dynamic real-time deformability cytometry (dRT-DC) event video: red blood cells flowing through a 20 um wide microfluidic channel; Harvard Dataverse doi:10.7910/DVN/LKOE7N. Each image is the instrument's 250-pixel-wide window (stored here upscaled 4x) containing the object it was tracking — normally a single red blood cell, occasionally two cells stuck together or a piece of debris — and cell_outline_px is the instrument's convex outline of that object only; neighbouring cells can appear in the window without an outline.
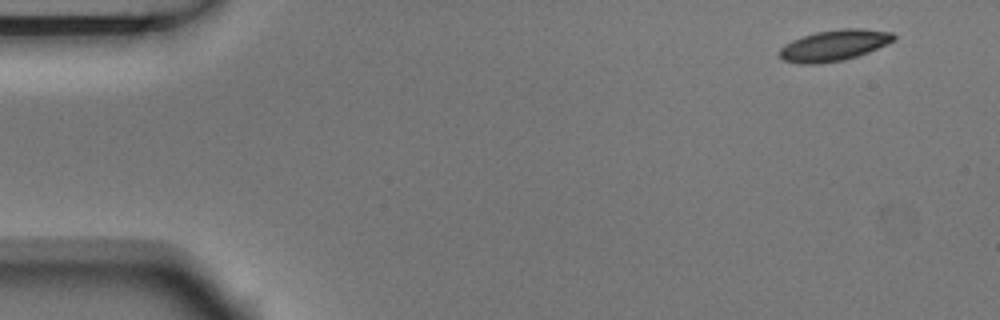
{"species": "Egyptian fruit bat (a non-hibernating species)", "species_latin": "Rousettus aegyptiacus", "temperature_condition": "room temperature", "stored_images_in_passage": 7, "camera_frame_rate_fps": 3000, "um_per_image_px": 0.085, "animal": {"sex": "male"}, "frame": {"image": 1, "passage_image": 1, "time_ms": 0.0, "image_size_px": [1000, 320], "cell_outline_px": [[896, 40], [868, 52], [844, 60], [816, 64], [800, 64], [784, 60], [780, 56], [780, 48], [784, 44], [792, 40], [816, 32], [840, 28], [860, 28], [892, 32], [896, 36]], "centroid_in_image_um": [70.91, 3.85], "position_along_channel_um": 14.1, "area_um2": 20.63}}
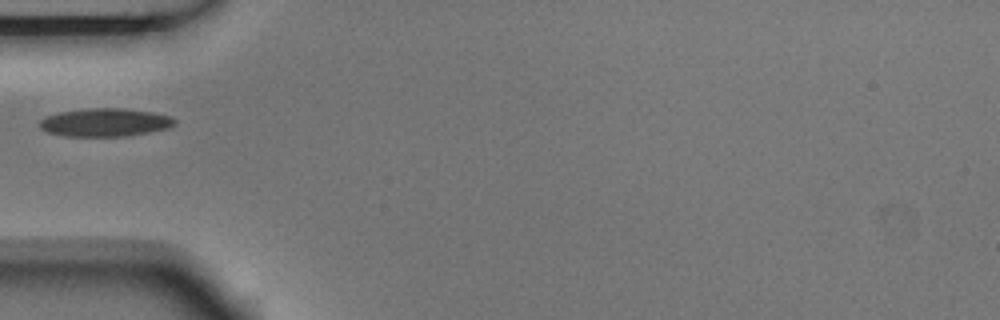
{"frame": {"image": 2, "passage_image": 5, "time_ms": 1.333, "image_size_px": [1000, 320], "cell_outline_px": [[176, 124], [168, 128], [148, 132], [124, 136], [64, 136], [48, 132], [40, 128], [40, 120], [44, 116], [60, 112], [88, 108], [124, 108], [152, 112], [172, 116], [176, 120]], "centroid_in_image_um": [8.93, 10.4], "position_along_channel_um": 76.1, "area_um2": 22.2}}
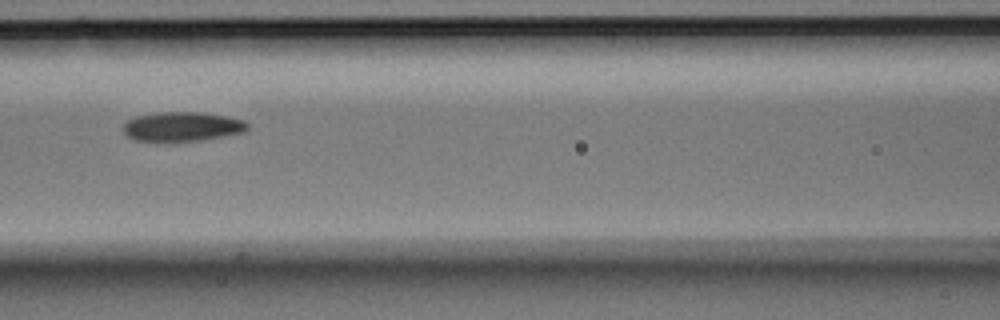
{"frame": {"image": 3, "passage_image": 7, "time_ms": 2.0, "image_size_px": [1000, 320], "cell_outline_px": [[248, 128], [244, 132], [224, 136], [200, 140], [136, 140], [128, 136], [124, 132], [124, 124], [128, 120], [136, 116], [160, 112], [204, 112], [244, 120], [248, 124]], "centroid_in_image_um": [15.52, 10.74], "position_along_channel_um": 151.1, "area_um2": 20.87}}